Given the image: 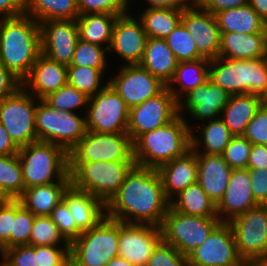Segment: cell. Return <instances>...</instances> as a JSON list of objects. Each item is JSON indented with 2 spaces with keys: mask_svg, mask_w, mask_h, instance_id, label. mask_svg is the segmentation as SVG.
<instances>
[{
  "mask_svg": "<svg viewBox=\"0 0 267 266\" xmlns=\"http://www.w3.org/2000/svg\"><path fill=\"white\" fill-rule=\"evenodd\" d=\"M233 229L239 256L248 264L267 261V205H258L233 218Z\"/></svg>",
  "mask_w": 267,
  "mask_h": 266,
  "instance_id": "8fae6325",
  "label": "cell"
},
{
  "mask_svg": "<svg viewBox=\"0 0 267 266\" xmlns=\"http://www.w3.org/2000/svg\"><path fill=\"white\" fill-rule=\"evenodd\" d=\"M68 83L67 66L41 53L29 74L22 80V87L35 98L43 100Z\"/></svg>",
  "mask_w": 267,
  "mask_h": 266,
  "instance_id": "603a6c76",
  "label": "cell"
},
{
  "mask_svg": "<svg viewBox=\"0 0 267 266\" xmlns=\"http://www.w3.org/2000/svg\"><path fill=\"white\" fill-rule=\"evenodd\" d=\"M139 65L168 85L174 76L178 61L165 39L148 37Z\"/></svg>",
  "mask_w": 267,
  "mask_h": 266,
  "instance_id": "4dcf8cb0",
  "label": "cell"
},
{
  "mask_svg": "<svg viewBox=\"0 0 267 266\" xmlns=\"http://www.w3.org/2000/svg\"><path fill=\"white\" fill-rule=\"evenodd\" d=\"M118 241L119 221L105 216L70 243L69 256L75 266H105L118 256Z\"/></svg>",
  "mask_w": 267,
  "mask_h": 266,
  "instance_id": "52a82bcc",
  "label": "cell"
},
{
  "mask_svg": "<svg viewBox=\"0 0 267 266\" xmlns=\"http://www.w3.org/2000/svg\"><path fill=\"white\" fill-rule=\"evenodd\" d=\"M86 128L106 134H127L129 108L108 83L96 95L88 99Z\"/></svg>",
  "mask_w": 267,
  "mask_h": 266,
  "instance_id": "7c38bea8",
  "label": "cell"
},
{
  "mask_svg": "<svg viewBox=\"0 0 267 266\" xmlns=\"http://www.w3.org/2000/svg\"><path fill=\"white\" fill-rule=\"evenodd\" d=\"M29 245L32 246H70L50 216H35Z\"/></svg>",
  "mask_w": 267,
  "mask_h": 266,
  "instance_id": "b9f144b4",
  "label": "cell"
},
{
  "mask_svg": "<svg viewBox=\"0 0 267 266\" xmlns=\"http://www.w3.org/2000/svg\"><path fill=\"white\" fill-rule=\"evenodd\" d=\"M247 169H267V145H253Z\"/></svg>",
  "mask_w": 267,
  "mask_h": 266,
  "instance_id": "680465c9",
  "label": "cell"
},
{
  "mask_svg": "<svg viewBox=\"0 0 267 266\" xmlns=\"http://www.w3.org/2000/svg\"><path fill=\"white\" fill-rule=\"evenodd\" d=\"M59 266H75L74 261L72 258L69 256L61 265Z\"/></svg>",
  "mask_w": 267,
  "mask_h": 266,
  "instance_id": "03108f58",
  "label": "cell"
},
{
  "mask_svg": "<svg viewBox=\"0 0 267 266\" xmlns=\"http://www.w3.org/2000/svg\"><path fill=\"white\" fill-rule=\"evenodd\" d=\"M8 200L9 198L4 194V192L0 188V204L5 203Z\"/></svg>",
  "mask_w": 267,
  "mask_h": 266,
  "instance_id": "003e7915",
  "label": "cell"
},
{
  "mask_svg": "<svg viewBox=\"0 0 267 266\" xmlns=\"http://www.w3.org/2000/svg\"><path fill=\"white\" fill-rule=\"evenodd\" d=\"M146 266H188L187 256L163 240L154 249Z\"/></svg>",
  "mask_w": 267,
  "mask_h": 266,
  "instance_id": "7dc6e473",
  "label": "cell"
},
{
  "mask_svg": "<svg viewBox=\"0 0 267 266\" xmlns=\"http://www.w3.org/2000/svg\"><path fill=\"white\" fill-rule=\"evenodd\" d=\"M108 83L130 109L160 94L167 85L139 64L120 65Z\"/></svg>",
  "mask_w": 267,
  "mask_h": 266,
  "instance_id": "2e32d148",
  "label": "cell"
},
{
  "mask_svg": "<svg viewBox=\"0 0 267 266\" xmlns=\"http://www.w3.org/2000/svg\"><path fill=\"white\" fill-rule=\"evenodd\" d=\"M88 99L83 92L66 83L58 91L45 97L43 101L56 110L77 113L81 109H87Z\"/></svg>",
  "mask_w": 267,
  "mask_h": 266,
  "instance_id": "60d3db41",
  "label": "cell"
},
{
  "mask_svg": "<svg viewBox=\"0 0 267 266\" xmlns=\"http://www.w3.org/2000/svg\"><path fill=\"white\" fill-rule=\"evenodd\" d=\"M34 219L35 215L25 208L18 199H15V219H13V231L10 235V248L29 245Z\"/></svg>",
  "mask_w": 267,
  "mask_h": 266,
  "instance_id": "ee69618b",
  "label": "cell"
},
{
  "mask_svg": "<svg viewBox=\"0 0 267 266\" xmlns=\"http://www.w3.org/2000/svg\"><path fill=\"white\" fill-rule=\"evenodd\" d=\"M252 146L243 135L233 136L221 155L231 169H246Z\"/></svg>",
  "mask_w": 267,
  "mask_h": 266,
  "instance_id": "f6af8a7d",
  "label": "cell"
},
{
  "mask_svg": "<svg viewBox=\"0 0 267 266\" xmlns=\"http://www.w3.org/2000/svg\"><path fill=\"white\" fill-rule=\"evenodd\" d=\"M209 59L178 62L169 91L179 101L186 93L204 84L209 79Z\"/></svg>",
  "mask_w": 267,
  "mask_h": 266,
  "instance_id": "d6a6232c",
  "label": "cell"
},
{
  "mask_svg": "<svg viewBox=\"0 0 267 266\" xmlns=\"http://www.w3.org/2000/svg\"><path fill=\"white\" fill-rule=\"evenodd\" d=\"M254 199L259 205H267V169H249Z\"/></svg>",
  "mask_w": 267,
  "mask_h": 266,
  "instance_id": "db71d44e",
  "label": "cell"
},
{
  "mask_svg": "<svg viewBox=\"0 0 267 266\" xmlns=\"http://www.w3.org/2000/svg\"><path fill=\"white\" fill-rule=\"evenodd\" d=\"M220 222L218 217L186 215L169 207L160 226L162 239L182 255L188 256Z\"/></svg>",
  "mask_w": 267,
  "mask_h": 266,
  "instance_id": "9c48e42d",
  "label": "cell"
},
{
  "mask_svg": "<svg viewBox=\"0 0 267 266\" xmlns=\"http://www.w3.org/2000/svg\"><path fill=\"white\" fill-rule=\"evenodd\" d=\"M41 54L40 25L23 14L0 22V63L21 81Z\"/></svg>",
  "mask_w": 267,
  "mask_h": 266,
  "instance_id": "7a4b0ae2",
  "label": "cell"
},
{
  "mask_svg": "<svg viewBox=\"0 0 267 266\" xmlns=\"http://www.w3.org/2000/svg\"><path fill=\"white\" fill-rule=\"evenodd\" d=\"M71 185V176L54 184L33 186L24 190L18 200L35 216H50L56 205L63 200Z\"/></svg>",
  "mask_w": 267,
  "mask_h": 266,
  "instance_id": "f1b7e54d",
  "label": "cell"
},
{
  "mask_svg": "<svg viewBox=\"0 0 267 266\" xmlns=\"http://www.w3.org/2000/svg\"><path fill=\"white\" fill-rule=\"evenodd\" d=\"M246 266H267V261H256L248 263Z\"/></svg>",
  "mask_w": 267,
  "mask_h": 266,
  "instance_id": "e7e4bbea",
  "label": "cell"
},
{
  "mask_svg": "<svg viewBox=\"0 0 267 266\" xmlns=\"http://www.w3.org/2000/svg\"><path fill=\"white\" fill-rule=\"evenodd\" d=\"M170 207L180 213L201 217H218L216 203L198 182L191 184L170 201Z\"/></svg>",
  "mask_w": 267,
  "mask_h": 266,
  "instance_id": "e575fe53",
  "label": "cell"
},
{
  "mask_svg": "<svg viewBox=\"0 0 267 266\" xmlns=\"http://www.w3.org/2000/svg\"><path fill=\"white\" fill-rule=\"evenodd\" d=\"M134 161L128 134H106L87 130L69 153V162Z\"/></svg>",
  "mask_w": 267,
  "mask_h": 266,
  "instance_id": "4fadbf2b",
  "label": "cell"
},
{
  "mask_svg": "<svg viewBox=\"0 0 267 266\" xmlns=\"http://www.w3.org/2000/svg\"><path fill=\"white\" fill-rule=\"evenodd\" d=\"M132 146L136 165L158 169L191 150V130L178 115L168 124L139 135Z\"/></svg>",
  "mask_w": 267,
  "mask_h": 266,
  "instance_id": "3957f363",
  "label": "cell"
},
{
  "mask_svg": "<svg viewBox=\"0 0 267 266\" xmlns=\"http://www.w3.org/2000/svg\"><path fill=\"white\" fill-rule=\"evenodd\" d=\"M35 129L38 141L59 145L70 153L87 133L86 116L81 112L56 110L39 100Z\"/></svg>",
  "mask_w": 267,
  "mask_h": 266,
  "instance_id": "ba28073f",
  "label": "cell"
},
{
  "mask_svg": "<svg viewBox=\"0 0 267 266\" xmlns=\"http://www.w3.org/2000/svg\"><path fill=\"white\" fill-rule=\"evenodd\" d=\"M258 205L252 192L249 169H232L228 186L216 204L220 221L230 222L233 218Z\"/></svg>",
  "mask_w": 267,
  "mask_h": 266,
  "instance_id": "7402d4cb",
  "label": "cell"
},
{
  "mask_svg": "<svg viewBox=\"0 0 267 266\" xmlns=\"http://www.w3.org/2000/svg\"><path fill=\"white\" fill-rule=\"evenodd\" d=\"M39 25L41 53L58 63L70 65L79 40L76 20H47Z\"/></svg>",
  "mask_w": 267,
  "mask_h": 266,
  "instance_id": "ffe728a7",
  "label": "cell"
},
{
  "mask_svg": "<svg viewBox=\"0 0 267 266\" xmlns=\"http://www.w3.org/2000/svg\"><path fill=\"white\" fill-rule=\"evenodd\" d=\"M230 96L225 89L208 79L178 101V115L185 117L187 114L193 119V124L218 119Z\"/></svg>",
  "mask_w": 267,
  "mask_h": 266,
  "instance_id": "e0dca14e",
  "label": "cell"
},
{
  "mask_svg": "<svg viewBox=\"0 0 267 266\" xmlns=\"http://www.w3.org/2000/svg\"><path fill=\"white\" fill-rule=\"evenodd\" d=\"M184 119L191 130V149L196 153L221 155L233 138L221 118L203 122L200 126L197 125L199 129L188 121L189 117Z\"/></svg>",
  "mask_w": 267,
  "mask_h": 266,
  "instance_id": "83f0119b",
  "label": "cell"
},
{
  "mask_svg": "<svg viewBox=\"0 0 267 266\" xmlns=\"http://www.w3.org/2000/svg\"><path fill=\"white\" fill-rule=\"evenodd\" d=\"M25 189L64 181L69 174V153L61 146L44 141L31 142L17 153Z\"/></svg>",
  "mask_w": 267,
  "mask_h": 266,
  "instance_id": "5b68a950",
  "label": "cell"
},
{
  "mask_svg": "<svg viewBox=\"0 0 267 266\" xmlns=\"http://www.w3.org/2000/svg\"><path fill=\"white\" fill-rule=\"evenodd\" d=\"M165 41L178 62L197 61L204 58L181 22L170 32Z\"/></svg>",
  "mask_w": 267,
  "mask_h": 266,
  "instance_id": "ab89813d",
  "label": "cell"
},
{
  "mask_svg": "<svg viewBox=\"0 0 267 266\" xmlns=\"http://www.w3.org/2000/svg\"><path fill=\"white\" fill-rule=\"evenodd\" d=\"M119 15L108 13L80 14L76 20L79 39L105 47L112 41L114 23Z\"/></svg>",
  "mask_w": 267,
  "mask_h": 266,
  "instance_id": "836d02e7",
  "label": "cell"
},
{
  "mask_svg": "<svg viewBox=\"0 0 267 266\" xmlns=\"http://www.w3.org/2000/svg\"><path fill=\"white\" fill-rule=\"evenodd\" d=\"M243 136L253 145H267V102L257 110Z\"/></svg>",
  "mask_w": 267,
  "mask_h": 266,
  "instance_id": "681fc988",
  "label": "cell"
},
{
  "mask_svg": "<svg viewBox=\"0 0 267 266\" xmlns=\"http://www.w3.org/2000/svg\"><path fill=\"white\" fill-rule=\"evenodd\" d=\"M25 14L41 23L47 20H77V0H26Z\"/></svg>",
  "mask_w": 267,
  "mask_h": 266,
  "instance_id": "d590c367",
  "label": "cell"
},
{
  "mask_svg": "<svg viewBox=\"0 0 267 266\" xmlns=\"http://www.w3.org/2000/svg\"><path fill=\"white\" fill-rule=\"evenodd\" d=\"M166 198L171 201L181 191L197 182L198 163L192 149L184 156L175 158L158 169Z\"/></svg>",
  "mask_w": 267,
  "mask_h": 266,
  "instance_id": "cb8c5ba5",
  "label": "cell"
},
{
  "mask_svg": "<svg viewBox=\"0 0 267 266\" xmlns=\"http://www.w3.org/2000/svg\"><path fill=\"white\" fill-rule=\"evenodd\" d=\"M169 207L158 170L135 165L106 204V216L122 223L160 227Z\"/></svg>",
  "mask_w": 267,
  "mask_h": 266,
  "instance_id": "6da1fadb",
  "label": "cell"
},
{
  "mask_svg": "<svg viewBox=\"0 0 267 266\" xmlns=\"http://www.w3.org/2000/svg\"><path fill=\"white\" fill-rule=\"evenodd\" d=\"M181 23L194 39L198 52L204 58L211 60L218 57L221 32L214 14L197 4H190L182 11Z\"/></svg>",
  "mask_w": 267,
  "mask_h": 266,
  "instance_id": "44dd1931",
  "label": "cell"
},
{
  "mask_svg": "<svg viewBox=\"0 0 267 266\" xmlns=\"http://www.w3.org/2000/svg\"><path fill=\"white\" fill-rule=\"evenodd\" d=\"M249 0H199L197 5L212 14L248 4Z\"/></svg>",
  "mask_w": 267,
  "mask_h": 266,
  "instance_id": "9f6ffc18",
  "label": "cell"
},
{
  "mask_svg": "<svg viewBox=\"0 0 267 266\" xmlns=\"http://www.w3.org/2000/svg\"><path fill=\"white\" fill-rule=\"evenodd\" d=\"M50 217L69 243L73 242L83 232L76 225L68 205L63 200L52 210Z\"/></svg>",
  "mask_w": 267,
  "mask_h": 266,
  "instance_id": "bcb514c9",
  "label": "cell"
},
{
  "mask_svg": "<svg viewBox=\"0 0 267 266\" xmlns=\"http://www.w3.org/2000/svg\"><path fill=\"white\" fill-rule=\"evenodd\" d=\"M0 188L9 199H18L25 190L18 155L0 156Z\"/></svg>",
  "mask_w": 267,
  "mask_h": 266,
  "instance_id": "f35d334b",
  "label": "cell"
},
{
  "mask_svg": "<svg viewBox=\"0 0 267 266\" xmlns=\"http://www.w3.org/2000/svg\"><path fill=\"white\" fill-rule=\"evenodd\" d=\"M15 219V199L0 204V251L10 248V235Z\"/></svg>",
  "mask_w": 267,
  "mask_h": 266,
  "instance_id": "816d5d0a",
  "label": "cell"
},
{
  "mask_svg": "<svg viewBox=\"0 0 267 266\" xmlns=\"http://www.w3.org/2000/svg\"><path fill=\"white\" fill-rule=\"evenodd\" d=\"M215 18L221 33L267 32V24L249 4L217 12Z\"/></svg>",
  "mask_w": 267,
  "mask_h": 266,
  "instance_id": "1f68e13d",
  "label": "cell"
},
{
  "mask_svg": "<svg viewBox=\"0 0 267 266\" xmlns=\"http://www.w3.org/2000/svg\"><path fill=\"white\" fill-rule=\"evenodd\" d=\"M146 1L145 9L171 8L185 9L190 5L187 0H143Z\"/></svg>",
  "mask_w": 267,
  "mask_h": 266,
  "instance_id": "94428289",
  "label": "cell"
},
{
  "mask_svg": "<svg viewBox=\"0 0 267 266\" xmlns=\"http://www.w3.org/2000/svg\"><path fill=\"white\" fill-rule=\"evenodd\" d=\"M248 4L267 24V0H249Z\"/></svg>",
  "mask_w": 267,
  "mask_h": 266,
  "instance_id": "6125c7cd",
  "label": "cell"
},
{
  "mask_svg": "<svg viewBox=\"0 0 267 266\" xmlns=\"http://www.w3.org/2000/svg\"><path fill=\"white\" fill-rule=\"evenodd\" d=\"M105 266H134L128 260L122 257H114Z\"/></svg>",
  "mask_w": 267,
  "mask_h": 266,
  "instance_id": "be15d7a7",
  "label": "cell"
},
{
  "mask_svg": "<svg viewBox=\"0 0 267 266\" xmlns=\"http://www.w3.org/2000/svg\"><path fill=\"white\" fill-rule=\"evenodd\" d=\"M218 57L238 60L267 57V32L221 33Z\"/></svg>",
  "mask_w": 267,
  "mask_h": 266,
  "instance_id": "484cf974",
  "label": "cell"
},
{
  "mask_svg": "<svg viewBox=\"0 0 267 266\" xmlns=\"http://www.w3.org/2000/svg\"><path fill=\"white\" fill-rule=\"evenodd\" d=\"M0 266H5V264L2 261H0Z\"/></svg>",
  "mask_w": 267,
  "mask_h": 266,
  "instance_id": "2644e50d",
  "label": "cell"
},
{
  "mask_svg": "<svg viewBox=\"0 0 267 266\" xmlns=\"http://www.w3.org/2000/svg\"><path fill=\"white\" fill-rule=\"evenodd\" d=\"M264 102L260 96L250 93L231 95L220 118L233 136H241Z\"/></svg>",
  "mask_w": 267,
  "mask_h": 266,
  "instance_id": "f546056e",
  "label": "cell"
},
{
  "mask_svg": "<svg viewBox=\"0 0 267 266\" xmlns=\"http://www.w3.org/2000/svg\"><path fill=\"white\" fill-rule=\"evenodd\" d=\"M63 201L82 231L95 227L106 216V205L101 200L72 184L65 191Z\"/></svg>",
  "mask_w": 267,
  "mask_h": 266,
  "instance_id": "4316f807",
  "label": "cell"
},
{
  "mask_svg": "<svg viewBox=\"0 0 267 266\" xmlns=\"http://www.w3.org/2000/svg\"><path fill=\"white\" fill-rule=\"evenodd\" d=\"M129 9H133V8H130V5H131V1H133L134 3V0H121Z\"/></svg>",
  "mask_w": 267,
  "mask_h": 266,
  "instance_id": "a7ac6f4b",
  "label": "cell"
},
{
  "mask_svg": "<svg viewBox=\"0 0 267 266\" xmlns=\"http://www.w3.org/2000/svg\"><path fill=\"white\" fill-rule=\"evenodd\" d=\"M22 81L0 63V101L15 93Z\"/></svg>",
  "mask_w": 267,
  "mask_h": 266,
  "instance_id": "11a10c76",
  "label": "cell"
},
{
  "mask_svg": "<svg viewBox=\"0 0 267 266\" xmlns=\"http://www.w3.org/2000/svg\"><path fill=\"white\" fill-rule=\"evenodd\" d=\"M26 0H0V18H13L25 14Z\"/></svg>",
  "mask_w": 267,
  "mask_h": 266,
  "instance_id": "6f0895ef",
  "label": "cell"
},
{
  "mask_svg": "<svg viewBox=\"0 0 267 266\" xmlns=\"http://www.w3.org/2000/svg\"><path fill=\"white\" fill-rule=\"evenodd\" d=\"M162 240L161 227L119 221L118 256L134 266H146Z\"/></svg>",
  "mask_w": 267,
  "mask_h": 266,
  "instance_id": "ac0fdd59",
  "label": "cell"
},
{
  "mask_svg": "<svg viewBox=\"0 0 267 266\" xmlns=\"http://www.w3.org/2000/svg\"><path fill=\"white\" fill-rule=\"evenodd\" d=\"M80 14L108 13L113 15H125L129 9L121 0H77Z\"/></svg>",
  "mask_w": 267,
  "mask_h": 266,
  "instance_id": "c3c4849f",
  "label": "cell"
},
{
  "mask_svg": "<svg viewBox=\"0 0 267 266\" xmlns=\"http://www.w3.org/2000/svg\"><path fill=\"white\" fill-rule=\"evenodd\" d=\"M106 69H92L86 66H67L68 83L74 86L80 92H83L88 98L96 95L107 84ZM105 79H104V78ZM105 80V83L104 81Z\"/></svg>",
  "mask_w": 267,
  "mask_h": 266,
  "instance_id": "74e56055",
  "label": "cell"
},
{
  "mask_svg": "<svg viewBox=\"0 0 267 266\" xmlns=\"http://www.w3.org/2000/svg\"><path fill=\"white\" fill-rule=\"evenodd\" d=\"M209 79L230 95L250 93L267 102V57L249 60L211 59Z\"/></svg>",
  "mask_w": 267,
  "mask_h": 266,
  "instance_id": "277c9868",
  "label": "cell"
},
{
  "mask_svg": "<svg viewBox=\"0 0 267 266\" xmlns=\"http://www.w3.org/2000/svg\"><path fill=\"white\" fill-rule=\"evenodd\" d=\"M198 163L197 182L216 204L222 198L232 169L220 154L196 153Z\"/></svg>",
  "mask_w": 267,
  "mask_h": 266,
  "instance_id": "d4e9b609",
  "label": "cell"
},
{
  "mask_svg": "<svg viewBox=\"0 0 267 266\" xmlns=\"http://www.w3.org/2000/svg\"><path fill=\"white\" fill-rule=\"evenodd\" d=\"M147 34L142 21L133 14L118 16L112 31V41L108 49L109 55L114 53L121 58L119 65L139 64L147 42ZM113 53V54H112Z\"/></svg>",
  "mask_w": 267,
  "mask_h": 266,
  "instance_id": "d6986e66",
  "label": "cell"
},
{
  "mask_svg": "<svg viewBox=\"0 0 267 266\" xmlns=\"http://www.w3.org/2000/svg\"><path fill=\"white\" fill-rule=\"evenodd\" d=\"M183 9H143L139 14L147 37L165 39L181 22Z\"/></svg>",
  "mask_w": 267,
  "mask_h": 266,
  "instance_id": "8d00e7d4",
  "label": "cell"
},
{
  "mask_svg": "<svg viewBox=\"0 0 267 266\" xmlns=\"http://www.w3.org/2000/svg\"><path fill=\"white\" fill-rule=\"evenodd\" d=\"M188 266H246L229 222H220L188 256Z\"/></svg>",
  "mask_w": 267,
  "mask_h": 266,
  "instance_id": "5bb4252c",
  "label": "cell"
},
{
  "mask_svg": "<svg viewBox=\"0 0 267 266\" xmlns=\"http://www.w3.org/2000/svg\"><path fill=\"white\" fill-rule=\"evenodd\" d=\"M190 4H197L199 0H187Z\"/></svg>",
  "mask_w": 267,
  "mask_h": 266,
  "instance_id": "89a4df30",
  "label": "cell"
},
{
  "mask_svg": "<svg viewBox=\"0 0 267 266\" xmlns=\"http://www.w3.org/2000/svg\"><path fill=\"white\" fill-rule=\"evenodd\" d=\"M19 147L14 143L5 127L0 123V156L15 155Z\"/></svg>",
  "mask_w": 267,
  "mask_h": 266,
  "instance_id": "91938a15",
  "label": "cell"
},
{
  "mask_svg": "<svg viewBox=\"0 0 267 266\" xmlns=\"http://www.w3.org/2000/svg\"><path fill=\"white\" fill-rule=\"evenodd\" d=\"M178 116V101L166 87L160 94L129 109L127 134L133 142L139 135L162 127Z\"/></svg>",
  "mask_w": 267,
  "mask_h": 266,
  "instance_id": "9a60e30c",
  "label": "cell"
},
{
  "mask_svg": "<svg viewBox=\"0 0 267 266\" xmlns=\"http://www.w3.org/2000/svg\"><path fill=\"white\" fill-rule=\"evenodd\" d=\"M38 101L22 86L0 101V123L19 148L38 141L35 129Z\"/></svg>",
  "mask_w": 267,
  "mask_h": 266,
  "instance_id": "30bf717a",
  "label": "cell"
},
{
  "mask_svg": "<svg viewBox=\"0 0 267 266\" xmlns=\"http://www.w3.org/2000/svg\"><path fill=\"white\" fill-rule=\"evenodd\" d=\"M70 246H34L38 266H59L69 257Z\"/></svg>",
  "mask_w": 267,
  "mask_h": 266,
  "instance_id": "f5cc1de1",
  "label": "cell"
},
{
  "mask_svg": "<svg viewBox=\"0 0 267 266\" xmlns=\"http://www.w3.org/2000/svg\"><path fill=\"white\" fill-rule=\"evenodd\" d=\"M108 50L97 44L78 40L72 57L71 64L68 66H86L92 69H106L108 66Z\"/></svg>",
  "mask_w": 267,
  "mask_h": 266,
  "instance_id": "7bdbcfd3",
  "label": "cell"
},
{
  "mask_svg": "<svg viewBox=\"0 0 267 266\" xmlns=\"http://www.w3.org/2000/svg\"><path fill=\"white\" fill-rule=\"evenodd\" d=\"M5 266H38L37 254L32 245H19L5 249L1 253Z\"/></svg>",
  "mask_w": 267,
  "mask_h": 266,
  "instance_id": "f907efd6",
  "label": "cell"
},
{
  "mask_svg": "<svg viewBox=\"0 0 267 266\" xmlns=\"http://www.w3.org/2000/svg\"><path fill=\"white\" fill-rule=\"evenodd\" d=\"M135 165V161L69 162L71 184L106 205Z\"/></svg>",
  "mask_w": 267,
  "mask_h": 266,
  "instance_id": "8992f818",
  "label": "cell"
}]
</instances>
